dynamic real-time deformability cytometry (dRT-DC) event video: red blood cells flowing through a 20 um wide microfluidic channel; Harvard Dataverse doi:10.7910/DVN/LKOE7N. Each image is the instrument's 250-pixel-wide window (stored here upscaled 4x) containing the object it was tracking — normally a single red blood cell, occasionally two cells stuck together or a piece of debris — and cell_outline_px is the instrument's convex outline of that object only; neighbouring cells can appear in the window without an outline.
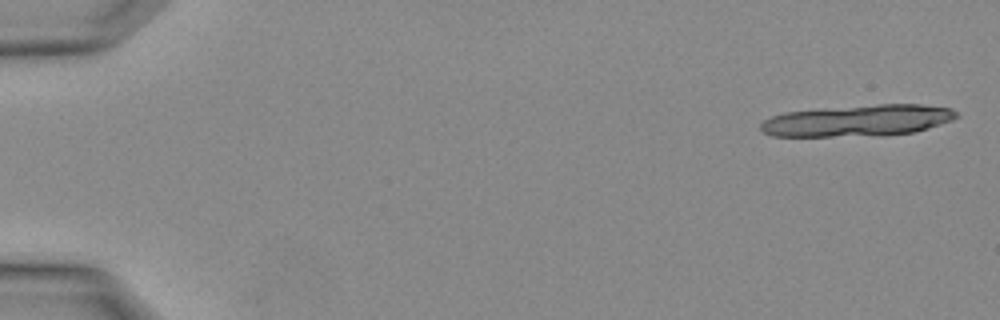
{"species": "Egyptian fruit bat (a non-hibernating species)", "species_latin": "Rousettus aegyptiacus", "temperature_condition": "warm", "stored_images_in_passage": 4, "camera_frame_rate_fps": 3000, "um_per_image_px": 0.085, "animal": {"sex": "female"}, "frame": {"image": 1, "passage_image": 1, "time_ms": 0.0, "image_size_px": [1000, 320], "cell_outline_px": [[960, 116], [952, 120], [916, 132], [832, 136], [772, 136], [764, 132], [760, 128], [760, 124], [764, 120], [772, 116], [784, 112], [880, 104], [920, 104], [948, 108], [956, 112]], "centroid_in_image_um": [72.9, 10.24], "position_along_channel_um": 12.1, "area_um2": 35.08}}